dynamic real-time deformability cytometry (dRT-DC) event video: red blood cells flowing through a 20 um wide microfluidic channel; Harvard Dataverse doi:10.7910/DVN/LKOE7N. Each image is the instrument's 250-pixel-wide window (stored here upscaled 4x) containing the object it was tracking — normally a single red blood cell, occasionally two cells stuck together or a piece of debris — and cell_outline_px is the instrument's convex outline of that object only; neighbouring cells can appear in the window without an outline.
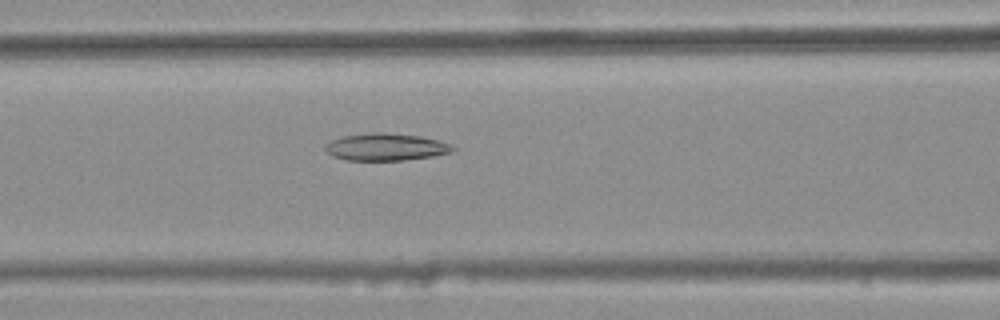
{"species": "common noctule bat (a hibernating species)", "species_latin": "Nyctalus noctula", "temperature_condition": "warm", "stored_images_in_passage": 33, "camera_frame_rate_fps": 3000, "um_per_image_px": 0.085, "animal": {"sex": "female", "body_mass_g": 25.1}, "frame": {"image": 1, "passage_image": 12, "time_ms": 3.667, "image_size_px": [1000, 320], "cell_outline_px": [[456, 148], [452, 152], [432, 156], [404, 160], [344, 160], [332, 156], [324, 148], [332, 140], [340, 136], [372, 132], [380, 132], [420, 136], [440, 140], [452, 144]], "centroid_in_image_um": [32.82, 12.49], "position_along_channel_um": 133.8, "area_um2": 20.29}}
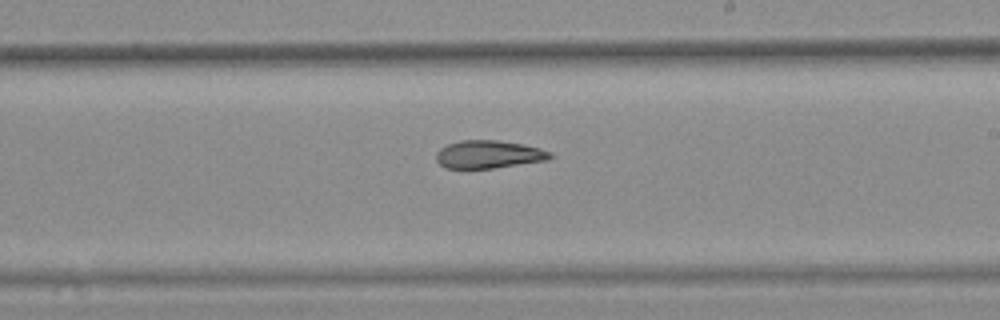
{"frame": {"image": 2, "passage_image": 21, "time_ms": 6.667, "image_size_px": [1000, 320], "cell_outline_px": [[556, 156], [548, 160], [492, 168], [444, 168], [436, 160], [436, 152], [440, 148], [448, 144], [460, 140], [500, 140], [524, 144], [540, 148], [552, 152]], "centroid_in_image_um": [41.57, 13.11], "position_along_channel_um": 247.4, "area_um2": 18.73}}
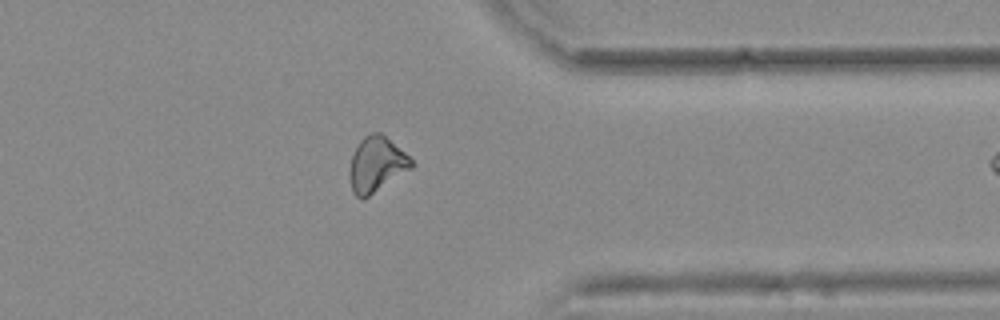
{"frame": {"image": 3, "passage_image": 32, "time_ms": 10.333, "image_size_px": [1000, 320], "cell_outline_px": [[416, 164], [412, 168], [364, 200], [360, 200], [352, 192], [352, 156], [360, 140], [364, 136], [372, 132], [380, 132], [404, 152]], "centroid_in_image_um": [32.04, 13.99], "position_along_channel_um": 379.4, "area_um2": 19.48}}